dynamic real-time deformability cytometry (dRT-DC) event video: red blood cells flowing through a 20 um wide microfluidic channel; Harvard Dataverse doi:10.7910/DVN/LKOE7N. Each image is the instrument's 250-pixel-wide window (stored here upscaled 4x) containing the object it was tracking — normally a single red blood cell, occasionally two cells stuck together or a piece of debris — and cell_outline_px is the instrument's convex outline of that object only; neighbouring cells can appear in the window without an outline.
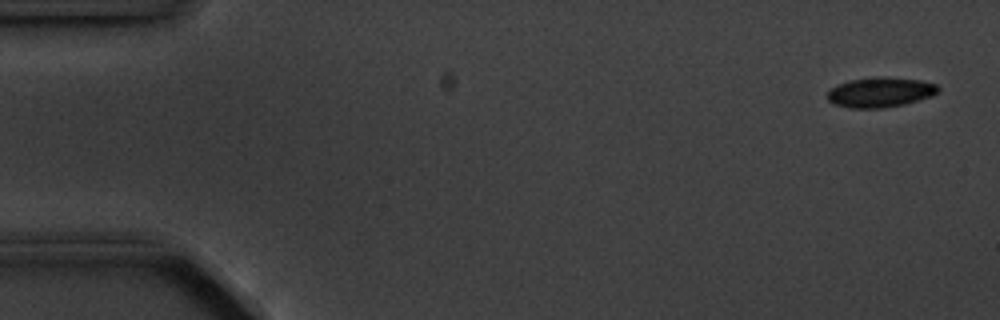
{"species": "common noctule bat (a hibernating species)", "species_latin": "Nyctalus noctula", "temperature_condition": "cold", "stored_images_in_passage": 6, "camera_frame_rate_fps": 3000, "um_per_image_px": 0.085, "animal": {"sex": "male", "body_mass_g": 20.1, "forearm_length_mm": 53.5}, "frame": {"image": 1, "passage_image": 1, "time_ms": 0.0, "image_size_px": [1000, 320], "cell_outline_px": [[940, 88], [932, 96], [904, 104], [884, 108], [848, 108], [836, 104], [828, 100], [828, 92], [832, 88], [848, 80], [876, 76], [888, 76], [920, 80], [936, 84]], "centroid_in_image_um": [74.84, 7.83], "position_along_channel_um": 10.2, "area_um2": 19.36}}
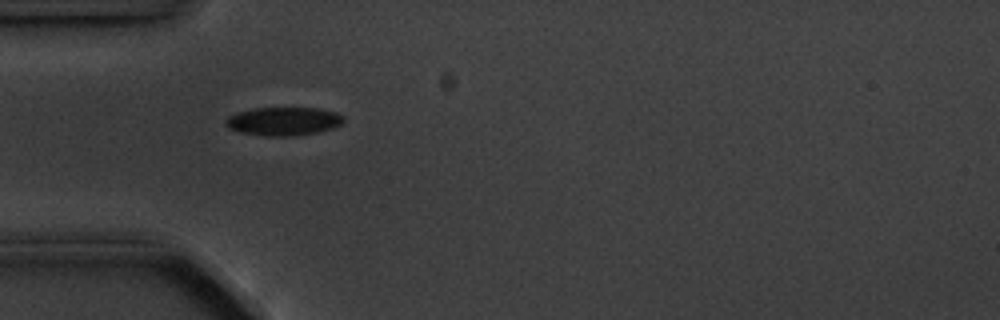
{"frame": {"image": 2, "passage_image": 5, "time_ms": 4.667, "image_size_px": [1000, 320], "cell_outline_px": [[344, 120], [340, 124], [332, 128], [316, 132], [292, 136], [268, 136], [244, 132], [228, 128], [224, 124], [224, 120], [228, 116], [236, 112], [252, 108], [320, 108], [336, 112], [344, 116]], "centroid_in_image_um": [24.08, 10.29], "position_along_channel_um": 60.9, "area_um2": 19.48}}
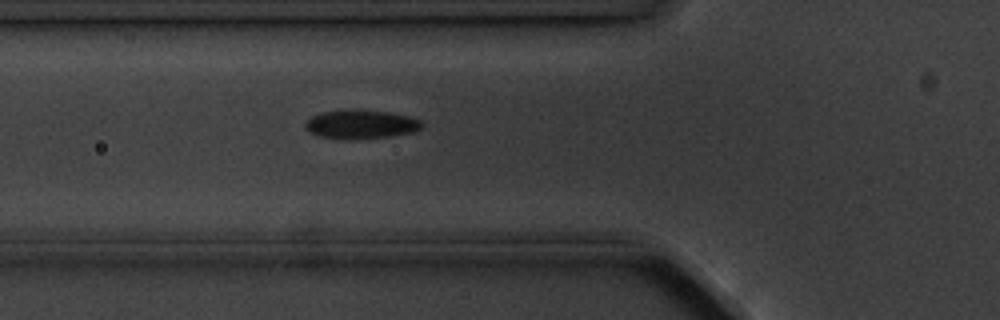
{"frame": {"image": 3, "passage_image": 6, "time_ms": 5.667, "image_size_px": [1000, 320], "cell_outline_px": [[424, 124], [420, 128], [412, 132], [388, 136], [348, 140], [320, 136], [308, 132], [304, 124], [312, 116], [320, 112], [344, 108], [356, 108], [392, 112], [408, 116], [420, 120]], "centroid_in_image_um": [30.64, 10.53], "position_along_channel_um": 95.2, "area_um2": 20.0}}